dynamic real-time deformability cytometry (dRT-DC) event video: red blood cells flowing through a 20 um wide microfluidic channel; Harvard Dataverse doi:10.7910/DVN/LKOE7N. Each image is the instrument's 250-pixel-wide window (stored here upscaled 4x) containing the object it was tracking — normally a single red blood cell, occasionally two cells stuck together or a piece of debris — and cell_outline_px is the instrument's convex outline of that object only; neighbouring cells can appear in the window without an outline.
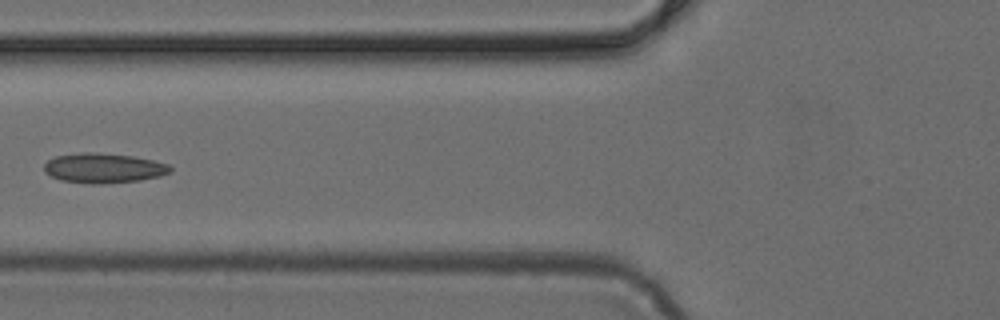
{"species": "common noctule bat (a hibernating species)", "species_latin": "Nyctalus noctula", "temperature_condition": "cold", "stored_images_in_passage": 5, "camera_frame_rate_fps": 3000, "um_per_image_px": 0.085, "animal": {"sex": "female", "body_mass_g": 24.6, "forearm_length_mm": 56.2}, "frame": {"image": 1, "passage_image": 4, "time_ms": 1.0, "image_size_px": [1000, 320], "cell_outline_px": [[172, 172], [160, 176], [140, 180], [100, 184], [88, 184], [60, 180], [44, 172], [44, 164], [48, 160], [56, 156], [80, 152], [92, 152], [132, 156], [152, 160], [168, 164], [172, 168]], "centroid_in_image_um": [8.79, 14.29], "position_along_channel_um": 117.0, "area_um2": 21.96}}
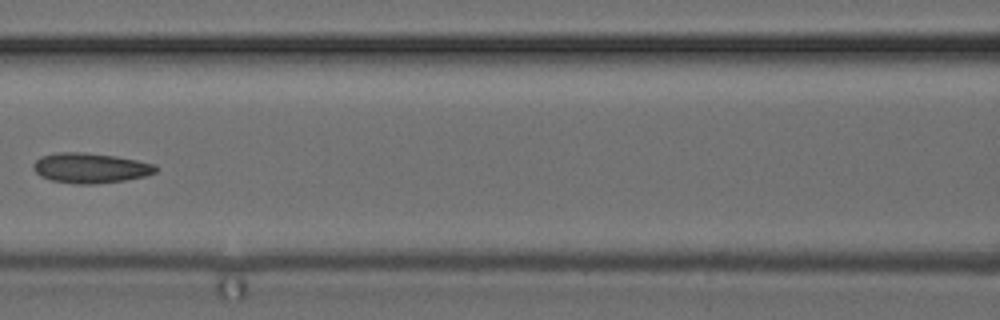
{"frame": {"image": 2, "passage_image": 5, "time_ms": 1.333, "image_size_px": [1000, 320], "cell_outline_px": [[160, 168], [156, 172], [144, 176], [124, 180], [96, 184], [76, 184], [52, 180], [40, 176], [32, 168], [32, 164], [40, 156], [56, 152], [84, 152], [116, 156], [156, 164]], "centroid_in_image_um": [7.68, 14.27], "position_along_channel_um": 158.9, "area_um2": 21.62}}